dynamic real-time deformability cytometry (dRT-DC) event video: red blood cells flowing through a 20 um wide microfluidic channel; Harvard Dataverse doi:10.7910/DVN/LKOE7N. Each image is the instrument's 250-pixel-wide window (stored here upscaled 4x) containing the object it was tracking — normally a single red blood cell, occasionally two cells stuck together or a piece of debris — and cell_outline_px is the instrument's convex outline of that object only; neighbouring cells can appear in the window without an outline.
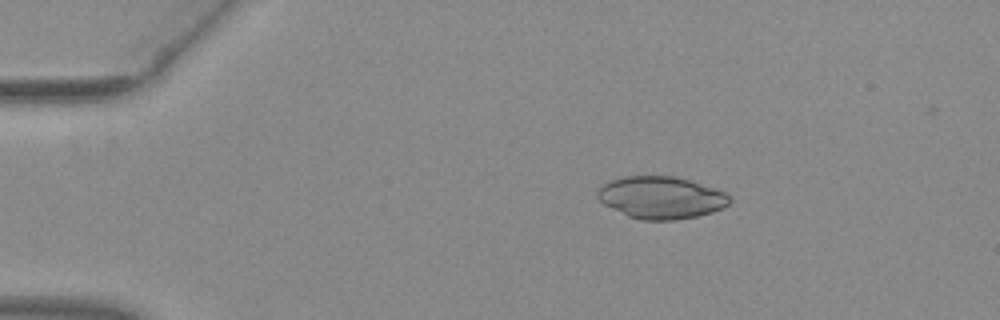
{"species": "common noctule bat (a hibernating species)", "species_latin": "Nyctalus noctula", "temperature_condition": "warm", "stored_images_in_passage": 45, "camera_frame_rate_fps": 3000, "um_per_image_px": 0.085, "animal": {"sex": "female", "body_mass_g": 29.2, "forearm_length_mm": 56.3}, "frame": {"image": 1, "passage_image": 2, "time_ms": 0.333, "image_size_px": [1000, 320], "cell_outline_px": [[732, 200], [724, 208], [712, 212], [696, 216], [676, 220], [644, 220], [628, 216], [604, 204], [596, 196], [596, 192], [604, 184], [612, 180], [624, 176], [676, 176], [716, 188], [724, 192]], "centroid_in_image_um": [56.21, 16.79], "position_along_channel_um": 28.8, "area_um2": 32.43}}